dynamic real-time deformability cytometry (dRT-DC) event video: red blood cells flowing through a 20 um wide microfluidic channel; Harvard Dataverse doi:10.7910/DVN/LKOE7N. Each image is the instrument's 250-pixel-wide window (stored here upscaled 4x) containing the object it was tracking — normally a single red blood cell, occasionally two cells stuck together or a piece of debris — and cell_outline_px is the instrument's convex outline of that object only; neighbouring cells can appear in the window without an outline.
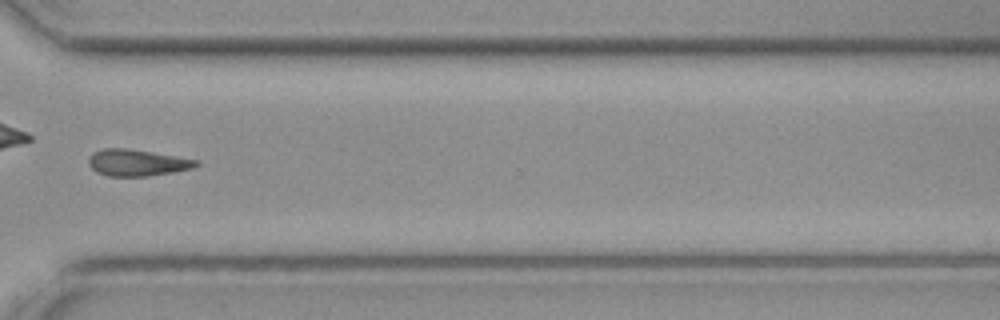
{"species": "common noctule bat (a hibernating species)", "species_latin": "Nyctalus noctula", "temperature_condition": "cold", "stored_images_in_passage": 35, "camera_frame_rate_fps": 3000, "um_per_image_px": 0.085, "animal": {"sex": "female", "body_mass_g": 19.3, "forearm_length_mm": 54.1}, "frame": {"image": 1, "passage_image": 25, "time_ms": 8.0, "image_size_px": [1000, 320], "cell_outline_px": [[200, 164], [192, 168], [172, 172], [148, 176], [108, 176], [96, 172], [88, 164], [88, 156], [92, 152], [104, 148], [124, 148], [152, 152], [200, 160]], "centroid_in_image_um": [11.63, 13.82], "position_along_channel_um": 359.0, "area_um2": 16.7}}